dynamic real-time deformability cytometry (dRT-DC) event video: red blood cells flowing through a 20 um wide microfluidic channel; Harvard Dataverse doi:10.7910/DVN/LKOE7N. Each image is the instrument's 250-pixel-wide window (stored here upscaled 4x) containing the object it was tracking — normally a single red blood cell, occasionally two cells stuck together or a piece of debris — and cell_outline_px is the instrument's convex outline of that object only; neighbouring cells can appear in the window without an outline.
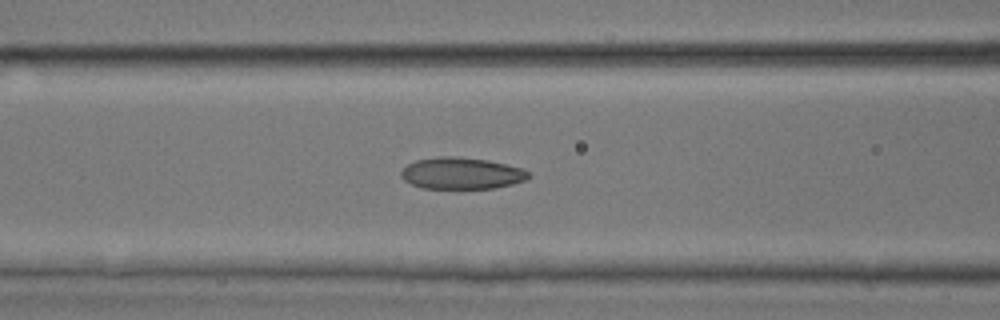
{"species": "common noctule bat (a hibernating species)", "species_latin": "Nyctalus noctula", "temperature_condition": "room temperature", "stored_images_in_passage": 35, "camera_frame_rate_fps": 3000, "um_per_image_px": 0.085, "animal": {"sex": "male", "body_mass_g": 17.9, "forearm_length_mm": 54.2}, "frame": {"image": 1, "passage_image": 10, "time_ms": 3.0, "image_size_px": [1000, 320], "cell_outline_px": [[532, 176], [524, 180], [512, 184], [496, 188], [420, 188], [404, 180], [400, 176], [400, 172], [408, 164], [416, 160], [440, 156], [452, 156], [488, 160], [524, 168]], "centroid_in_image_um": [39.24, 14.73], "position_along_channel_um": 127.4, "area_um2": 23.52}}
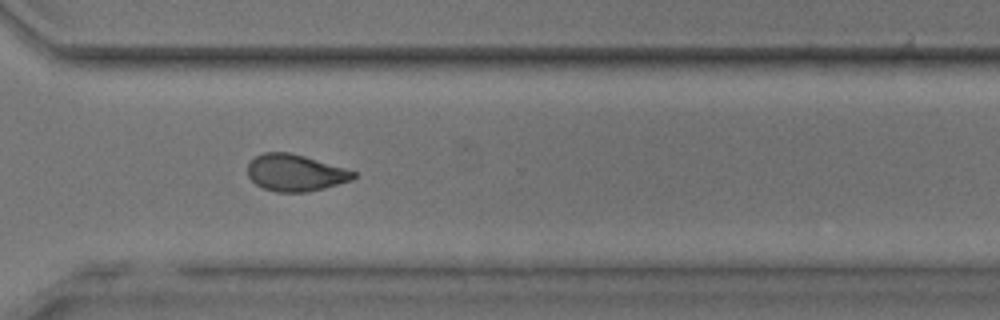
{"frame": {"image": 2, "passage_image": 24, "time_ms": 7.667, "image_size_px": [1000, 320], "cell_outline_px": [[356, 176], [352, 180], [324, 188], [308, 192], [276, 192], [264, 188], [256, 184], [248, 176], [248, 164], [256, 156], [264, 152], [288, 152], [304, 156], [344, 168], [356, 172]], "centroid_in_image_um": [25.09, 14.69], "position_along_channel_um": 345.5, "area_um2": 22.48}}
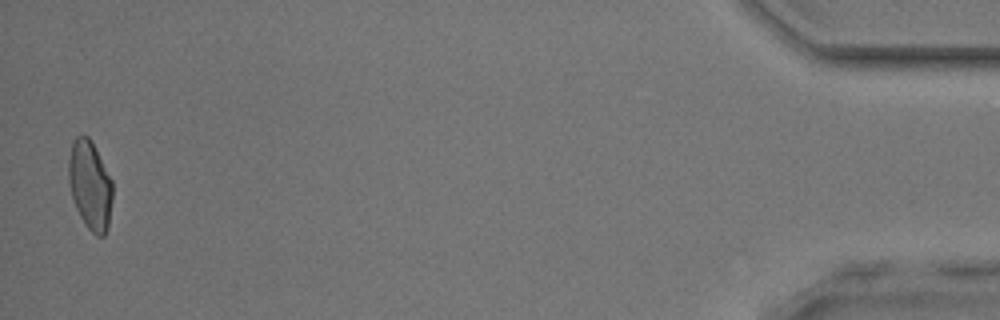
{"frame": {"image": 3, "passage_image": 35, "time_ms": 11.333, "image_size_px": [1000, 320], "cell_outline_px": [[112, 200], [108, 224], [104, 236], [96, 236], [84, 224], [76, 208], [72, 196], [68, 180], [68, 160], [72, 140], [80, 132], [88, 136], [112, 180]], "centroid_in_image_um": [7.63, 15.71], "position_along_channel_um": 427.6, "area_um2": 22.77}}